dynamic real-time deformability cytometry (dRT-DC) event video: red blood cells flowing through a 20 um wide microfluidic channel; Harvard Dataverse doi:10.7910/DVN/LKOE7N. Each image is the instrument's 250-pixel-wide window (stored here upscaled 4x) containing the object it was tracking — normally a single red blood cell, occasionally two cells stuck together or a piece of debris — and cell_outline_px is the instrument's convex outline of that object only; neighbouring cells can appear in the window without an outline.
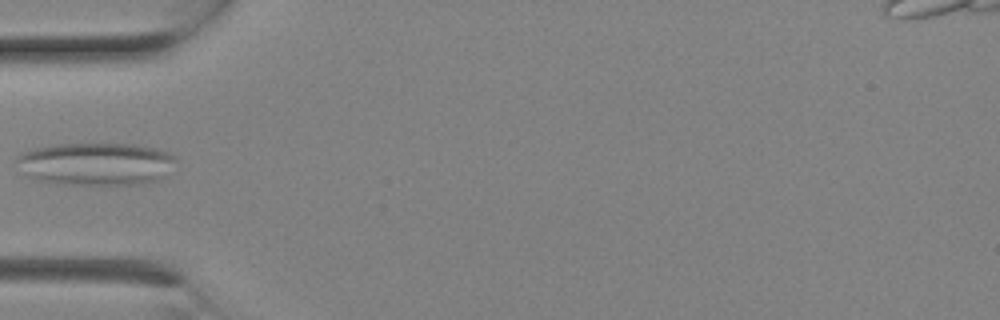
{"species": "Egyptian fruit bat (a non-hibernating species)", "species_latin": "Rousettus aegyptiacus", "temperature_condition": "room temperature", "stored_images_in_passage": 2, "camera_frame_rate_fps": 3000, "um_per_image_px": 0.085, "animal": {"sex": "female"}, "frame": {"image": 1, "passage_image": 2, "time_ms": 0.333, "image_size_px": [1000, 320], "cell_outline_px": [[176, 160], [160, 180], [144, 184], [64, 184], [36, 180], [28, 176], [12, 160], [20, 152], [52, 144], [132, 144], [156, 148], [168, 152], [176, 156]], "centroid_in_image_um": [8.11, 13.92], "position_along_channel_um": 76.9, "area_um2": 39.88}}